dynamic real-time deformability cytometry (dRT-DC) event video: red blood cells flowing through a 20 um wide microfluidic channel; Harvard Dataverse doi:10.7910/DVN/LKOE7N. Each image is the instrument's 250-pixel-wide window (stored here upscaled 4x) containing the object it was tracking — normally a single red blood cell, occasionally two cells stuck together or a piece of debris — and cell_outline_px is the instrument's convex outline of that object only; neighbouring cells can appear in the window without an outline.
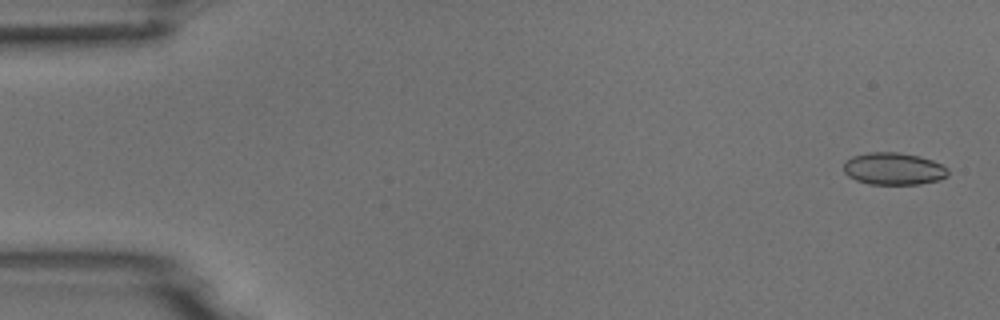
{"species": "common noctule bat (a hibernating species)", "species_latin": "Nyctalus noctula", "temperature_condition": "room temperature", "stored_images_in_passage": 4, "camera_frame_rate_fps": 3000, "um_per_image_px": 0.085, "animal": {"sex": "male", "body_mass_g": 18.8}, "frame": {"image": 1, "passage_image": 1, "time_ms": 0.0, "image_size_px": [1000, 320], "cell_outline_px": [[948, 176], [940, 180], [920, 184], [868, 184], [856, 180], [848, 176], [844, 172], [844, 160], [852, 156], [868, 152], [896, 152], [920, 156], [932, 160], [948, 168]], "centroid_in_image_um": [75.95, 14.34], "position_along_channel_um": 9.1, "area_um2": 19.77}}
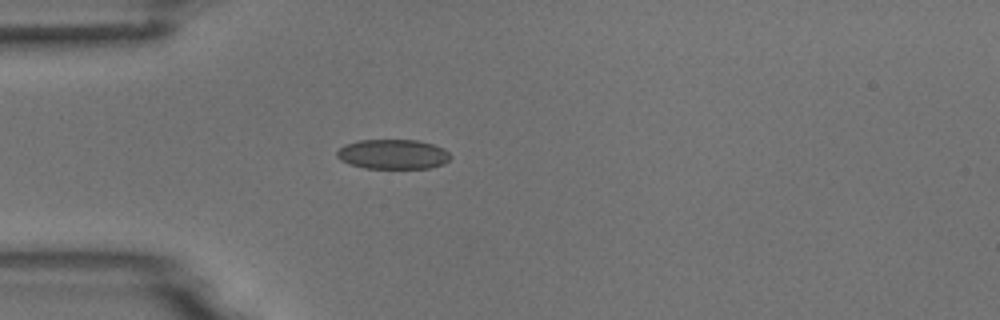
{"frame": {"image": 2, "passage_image": 4, "time_ms": 4.333, "image_size_px": [1000, 320], "cell_outline_px": [[452, 156], [444, 164], [428, 168], [364, 168], [340, 160], [336, 156], [336, 152], [344, 144], [360, 140], [416, 140], [432, 144], [444, 148]], "centroid_in_image_um": [33.4, 13.11], "position_along_channel_um": 51.6, "area_um2": 19.65}}